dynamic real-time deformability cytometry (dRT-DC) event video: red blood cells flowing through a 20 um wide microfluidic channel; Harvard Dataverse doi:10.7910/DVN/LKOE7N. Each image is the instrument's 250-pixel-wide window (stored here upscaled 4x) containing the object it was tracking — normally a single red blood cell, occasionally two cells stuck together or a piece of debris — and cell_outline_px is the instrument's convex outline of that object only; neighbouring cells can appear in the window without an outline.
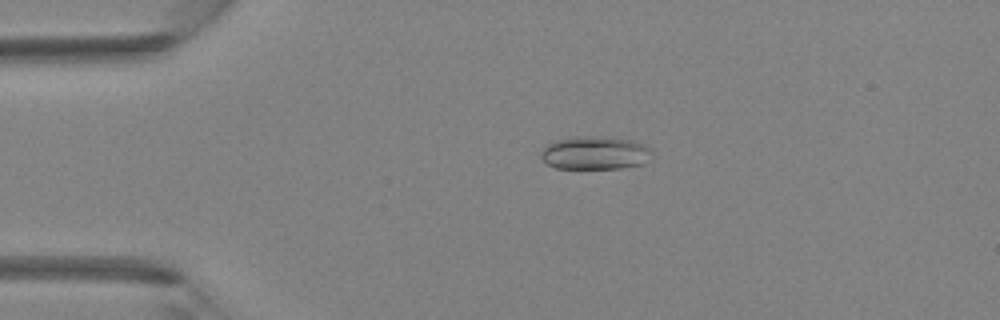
{"species": "Egyptian fruit bat (a non-hibernating species)", "species_latin": "Rousettus aegyptiacus", "temperature_condition": "room temperature", "stored_images_in_passage": 44, "camera_frame_rate_fps": 3000, "um_per_image_px": 0.085, "animal": {"sex": "female"}, "frame": {"image": 1, "passage_image": 10, "time_ms": 3.0, "image_size_px": [1000, 320], "cell_outline_px": [[652, 152], [644, 164], [620, 168], [556, 168], [548, 164], [540, 156], [540, 152], [548, 144], [556, 140], [572, 136], [588, 136], [628, 140], [644, 144], [652, 148]], "centroid_in_image_um": [50.56, 13.0], "position_along_channel_um": 34.4, "area_um2": 21.27}}
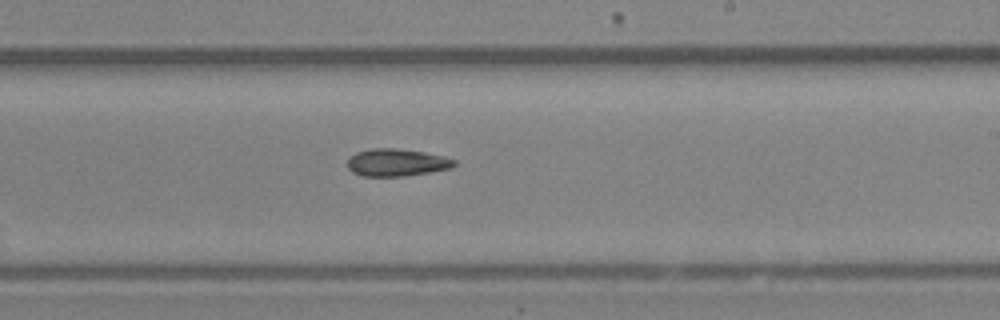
{"frame": {"image": 2, "passage_image": 27, "time_ms": 8.667, "image_size_px": [1000, 320], "cell_outline_px": [[456, 164], [452, 168], [404, 176], [364, 176], [352, 172], [348, 168], [348, 160], [356, 152], [372, 148], [396, 148], [424, 152], [444, 156], [456, 160]], "centroid_in_image_um": [33.73, 13.81], "position_along_channel_um": 255.3, "area_um2": 16.99}}
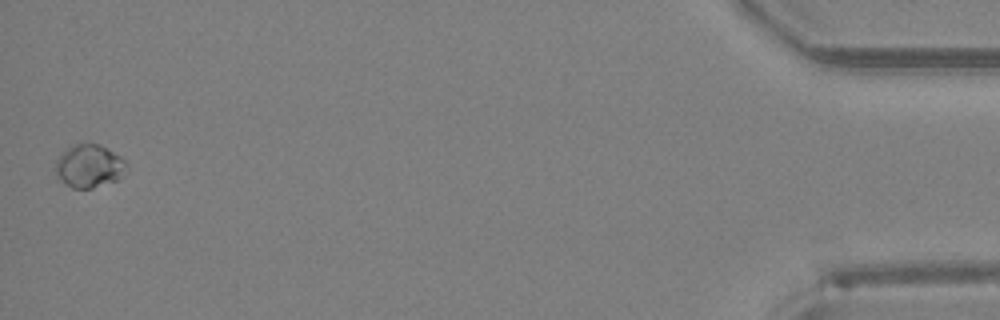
{"frame": {"image": 3, "passage_image": 44, "time_ms": 14.333, "image_size_px": [1000, 320], "cell_outline_px": [[128, 164], [116, 180], [92, 188], [72, 188], [64, 184], [56, 176], [56, 160], [72, 144], [96, 144], [120, 156]], "centroid_in_image_um": [7.53, 14.13], "position_along_channel_um": 427.7, "area_um2": 17.34}}